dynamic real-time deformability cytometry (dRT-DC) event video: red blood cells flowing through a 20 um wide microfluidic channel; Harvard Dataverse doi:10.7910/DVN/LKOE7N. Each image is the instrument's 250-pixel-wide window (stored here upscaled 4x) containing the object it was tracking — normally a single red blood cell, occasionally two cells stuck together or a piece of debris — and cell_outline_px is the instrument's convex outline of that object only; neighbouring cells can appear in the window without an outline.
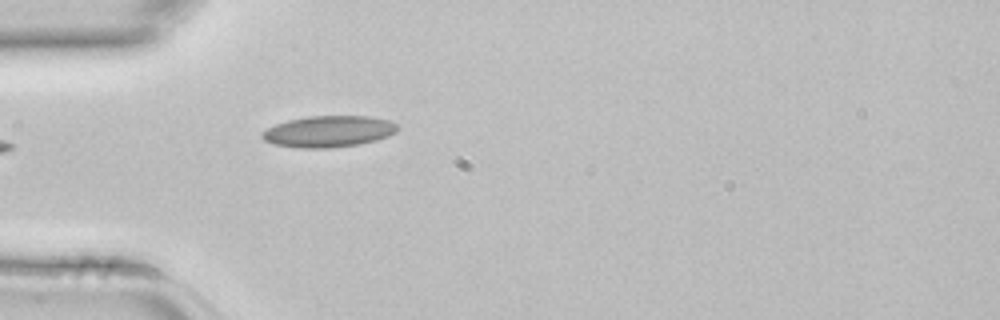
{"species": "common noctule bat (a hibernating species)", "species_latin": "Nyctalus noctula", "temperature_condition": "room temperature", "stored_images_in_passage": 2, "camera_frame_rate_fps": 3000, "um_per_image_px": 0.085, "animal": {"sex": "female", "body_mass_g": 22.7, "forearm_length_mm": 54.2}, "frame": {"image": 1, "passage_image": 2, "time_ms": 0.333, "image_size_px": [1000, 320], "cell_outline_px": [[400, 128], [396, 132], [388, 136], [376, 140], [360, 144], [328, 148], [296, 148], [276, 144], [264, 140], [260, 136], [260, 132], [276, 124], [288, 120], [308, 116], [372, 116], [392, 120]], "centroid_in_image_um": [27.96, 11.17], "position_along_channel_um": 57.0, "area_um2": 24.97}}